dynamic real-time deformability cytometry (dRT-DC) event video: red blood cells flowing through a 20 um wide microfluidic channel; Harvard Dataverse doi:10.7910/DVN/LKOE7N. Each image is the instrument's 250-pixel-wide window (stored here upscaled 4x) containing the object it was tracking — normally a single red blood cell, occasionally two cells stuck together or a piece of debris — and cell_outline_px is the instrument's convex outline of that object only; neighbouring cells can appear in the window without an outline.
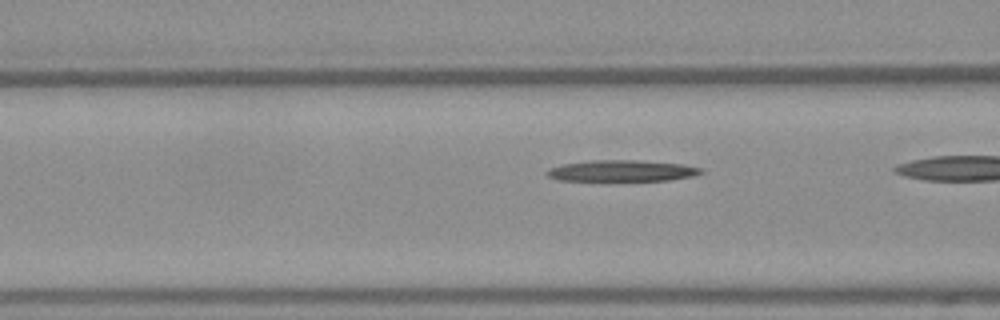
{"species": "Egyptian fruit bat (a non-hibernating species)", "species_latin": "Rousettus aegyptiacus", "temperature_condition": "warm", "stored_images_in_passage": 37, "camera_frame_rate_fps": 3000, "um_per_image_px": 0.085, "frame": {"image": 1, "passage_image": 16, "time_ms": 5.0, "image_size_px": [1000, 320], "cell_outline_px": [[704, 172], [692, 176], [668, 180], [560, 180], [548, 176], [544, 172], [548, 168], [564, 164], [592, 160], [636, 160], [684, 164], [704, 168]], "centroid_in_image_um": [52.88, 14.51], "position_along_channel_um": 113.7, "area_um2": 18.96}}
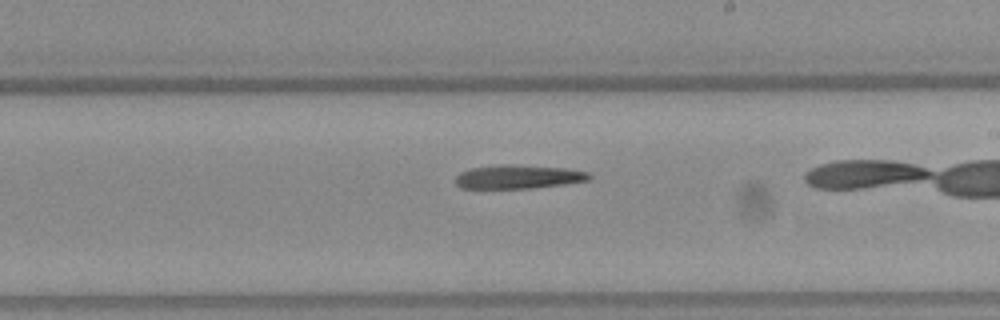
{"frame": {"image": 2, "passage_image": 26, "time_ms": 8.333, "image_size_px": [1000, 320], "cell_outline_px": [[592, 180], [564, 184], [532, 188], [460, 188], [456, 184], [456, 176], [460, 172], [472, 168], [500, 164], [512, 164], [564, 168], [588, 172], [592, 176]], "centroid_in_image_um": [44.07, 15.02], "position_along_channel_um": 244.9, "area_um2": 18.55}}
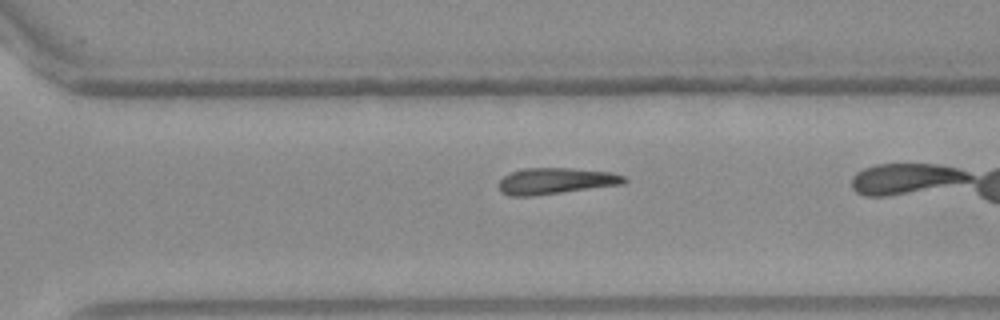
{"frame": {"image": 3, "passage_image": 32, "time_ms": 10.333, "image_size_px": [1000, 320], "cell_outline_px": [[628, 180], [624, 184], [532, 196], [508, 196], [500, 192], [496, 184], [504, 176], [512, 172], [524, 168], [572, 168], [612, 172], [624, 176]], "centroid_in_image_um": [47.21, 15.38], "position_along_channel_um": 323.4, "area_um2": 19.36}}